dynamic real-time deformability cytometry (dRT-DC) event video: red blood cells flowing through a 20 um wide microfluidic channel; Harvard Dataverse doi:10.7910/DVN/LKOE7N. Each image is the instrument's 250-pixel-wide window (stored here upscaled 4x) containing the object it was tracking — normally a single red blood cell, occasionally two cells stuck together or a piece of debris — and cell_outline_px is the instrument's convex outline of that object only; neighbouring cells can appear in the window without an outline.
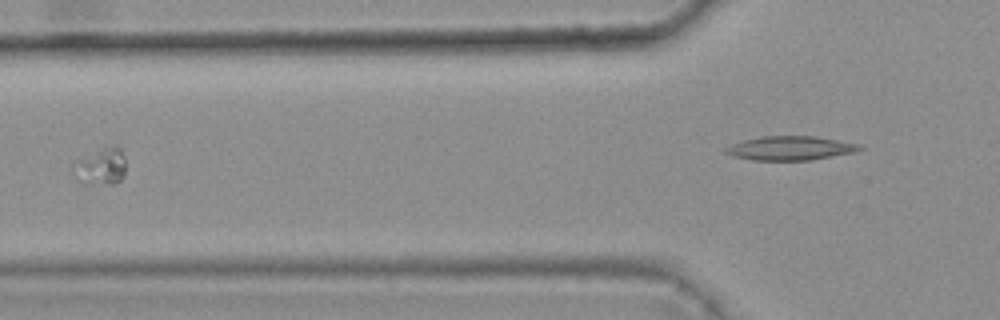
{"species": "common noctule bat (a hibernating species)", "species_latin": "Nyctalus noctula", "temperature_condition": "warm", "stored_images_in_passage": 8, "camera_frame_rate_fps": 3000, "um_per_image_px": 0.085, "animal": {"sex": "female", "body_mass_g": 25.1}, "frame": {"image": 1, "passage_image": 5, "time_ms": 1.333, "image_size_px": [1000, 320], "cell_outline_px": [[124, 176], [116, 184], [84, 184], [80, 180], [76, 160], [112, 144], [116, 144], [120, 148], [124, 156]], "centroid_in_image_um": [8.69, 14.14], "position_along_channel_um": 117.1, "area_um2": 10.81}}